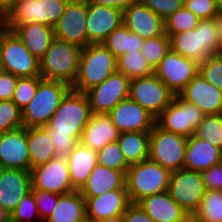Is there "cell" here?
<instances>
[{
  "label": "cell",
  "mask_w": 222,
  "mask_h": 222,
  "mask_svg": "<svg viewBox=\"0 0 222 222\" xmlns=\"http://www.w3.org/2000/svg\"><path fill=\"white\" fill-rule=\"evenodd\" d=\"M199 74L222 91V54L212 55L199 64Z\"/></svg>",
  "instance_id": "obj_43"
},
{
  "label": "cell",
  "mask_w": 222,
  "mask_h": 222,
  "mask_svg": "<svg viewBox=\"0 0 222 222\" xmlns=\"http://www.w3.org/2000/svg\"><path fill=\"white\" fill-rule=\"evenodd\" d=\"M82 48L54 38L39 60L40 77L73 85L77 78Z\"/></svg>",
  "instance_id": "obj_2"
},
{
  "label": "cell",
  "mask_w": 222,
  "mask_h": 222,
  "mask_svg": "<svg viewBox=\"0 0 222 222\" xmlns=\"http://www.w3.org/2000/svg\"><path fill=\"white\" fill-rule=\"evenodd\" d=\"M0 222H10V214L0 205Z\"/></svg>",
  "instance_id": "obj_56"
},
{
  "label": "cell",
  "mask_w": 222,
  "mask_h": 222,
  "mask_svg": "<svg viewBox=\"0 0 222 222\" xmlns=\"http://www.w3.org/2000/svg\"><path fill=\"white\" fill-rule=\"evenodd\" d=\"M183 222H202L198 220L195 216L189 215Z\"/></svg>",
  "instance_id": "obj_57"
},
{
  "label": "cell",
  "mask_w": 222,
  "mask_h": 222,
  "mask_svg": "<svg viewBox=\"0 0 222 222\" xmlns=\"http://www.w3.org/2000/svg\"><path fill=\"white\" fill-rule=\"evenodd\" d=\"M144 39L132 33L123 23L102 43L116 58L129 52H140Z\"/></svg>",
  "instance_id": "obj_33"
},
{
  "label": "cell",
  "mask_w": 222,
  "mask_h": 222,
  "mask_svg": "<svg viewBox=\"0 0 222 222\" xmlns=\"http://www.w3.org/2000/svg\"><path fill=\"white\" fill-rule=\"evenodd\" d=\"M7 30V15L0 10V36Z\"/></svg>",
  "instance_id": "obj_54"
},
{
  "label": "cell",
  "mask_w": 222,
  "mask_h": 222,
  "mask_svg": "<svg viewBox=\"0 0 222 222\" xmlns=\"http://www.w3.org/2000/svg\"><path fill=\"white\" fill-rule=\"evenodd\" d=\"M66 160L72 186L75 190H80L98 163L97 152L79 142Z\"/></svg>",
  "instance_id": "obj_28"
},
{
  "label": "cell",
  "mask_w": 222,
  "mask_h": 222,
  "mask_svg": "<svg viewBox=\"0 0 222 222\" xmlns=\"http://www.w3.org/2000/svg\"><path fill=\"white\" fill-rule=\"evenodd\" d=\"M179 96L194 104L205 115L222 113V91L199 73L185 86Z\"/></svg>",
  "instance_id": "obj_21"
},
{
  "label": "cell",
  "mask_w": 222,
  "mask_h": 222,
  "mask_svg": "<svg viewBox=\"0 0 222 222\" xmlns=\"http://www.w3.org/2000/svg\"><path fill=\"white\" fill-rule=\"evenodd\" d=\"M204 116L194 104L175 95L173 101L155 119V123L166 131L188 138L194 134Z\"/></svg>",
  "instance_id": "obj_10"
},
{
  "label": "cell",
  "mask_w": 222,
  "mask_h": 222,
  "mask_svg": "<svg viewBox=\"0 0 222 222\" xmlns=\"http://www.w3.org/2000/svg\"><path fill=\"white\" fill-rule=\"evenodd\" d=\"M2 70V61H1V53H0V71Z\"/></svg>",
  "instance_id": "obj_59"
},
{
  "label": "cell",
  "mask_w": 222,
  "mask_h": 222,
  "mask_svg": "<svg viewBox=\"0 0 222 222\" xmlns=\"http://www.w3.org/2000/svg\"><path fill=\"white\" fill-rule=\"evenodd\" d=\"M94 4L119 9L122 12L137 0H90Z\"/></svg>",
  "instance_id": "obj_51"
},
{
  "label": "cell",
  "mask_w": 222,
  "mask_h": 222,
  "mask_svg": "<svg viewBox=\"0 0 222 222\" xmlns=\"http://www.w3.org/2000/svg\"><path fill=\"white\" fill-rule=\"evenodd\" d=\"M123 23V12L87 0V37L89 44L103 43Z\"/></svg>",
  "instance_id": "obj_18"
},
{
  "label": "cell",
  "mask_w": 222,
  "mask_h": 222,
  "mask_svg": "<svg viewBox=\"0 0 222 222\" xmlns=\"http://www.w3.org/2000/svg\"><path fill=\"white\" fill-rule=\"evenodd\" d=\"M117 71L130 81L154 74V69L140 52L125 53L117 58Z\"/></svg>",
  "instance_id": "obj_34"
},
{
  "label": "cell",
  "mask_w": 222,
  "mask_h": 222,
  "mask_svg": "<svg viewBox=\"0 0 222 222\" xmlns=\"http://www.w3.org/2000/svg\"><path fill=\"white\" fill-rule=\"evenodd\" d=\"M187 139L155 123L150 131L149 158L170 172L183 169Z\"/></svg>",
  "instance_id": "obj_8"
},
{
  "label": "cell",
  "mask_w": 222,
  "mask_h": 222,
  "mask_svg": "<svg viewBox=\"0 0 222 222\" xmlns=\"http://www.w3.org/2000/svg\"><path fill=\"white\" fill-rule=\"evenodd\" d=\"M91 114L87 95L70 89L43 128L48 133L75 135L80 140Z\"/></svg>",
  "instance_id": "obj_4"
},
{
  "label": "cell",
  "mask_w": 222,
  "mask_h": 222,
  "mask_svg": "<svg viewBox=\"0 0 222 222\" xmlns=\"http://www.w3.org/2000/svg\"><path fill=\"white\" fill-rule=\"evenodd\" d=\"M214 22H215L216 29L218 32L219 42L222 46V12H218L216 17L214 18Z\"/></svg>",
  "instance_id": "obj_53"
},
{
  "label": "cell",
  "mask_w": 222,
  "mask_h": 222,
  "mask_svg": "<svg viewBox=\"0 0 222 222\" xmlns=\"http://www.w3.org/2000/svg\"><path fill=\"white\" fill-rule=\"evenodd\" d=\"M205 190L222 191V162L201 171Z\"/></svg>",
  "instance_id": "obj_48"
},
{
  "label": "cell",
  "mask_w": 222,
  "mask_h": 222,
  "mask_svg": "<svg viewBox=\"0 0 222 222\" xmlns=\"http://www.w3.org/2000/svg\"><path fill=\"white\" fill-rule=\"evenodd\" d=\"M55 149L57 157L67 158L70 152L79 143V139L75 135L62 133H48Z\"/></svg>",
  "instance_id": "obj_47"
},
{
  "label": "cell",
  "mask_w": 222,
  "mask_h": 222,
  "mask_svg": "<svg viewBox=\"0 0 222 222\" xmlns=\"http://www.w3.org/2000/svg\"><path fill=\"white\" fill-rule=\"evenodd\" d=\"M10 222H42L32 188L19 200L17 207L10 214Z\"/></svg>",
  "instance_id": "obj_41"
},
{
  "label": "cell",
  "mask_w": 222,
  "mask_h": 222,
  "mask_svg": "<svg viewBox=\"0 0 222 222\" xmlns=\"http://www.w3.org/2000/svg\"><path fill=\"white\" fill-rule=\"evenodd\" d=\"M123 214L125 222H155L135 203H132Z\"/></svg>",
  "instance_id": "obj_50"
},
{
  "label": "cell",
  "mask_w": 222,
  "mask_h": 222,
  "mask_svg": "<svg viewBox=\"0 0 222 222\" xmlns=\"http://www.w3.org/2000/svg\"><path fill=\"white\" fill-rule=\"evenodd\" d=\"M71 89L68 83L42 80L30 103L22 110V123L26 128L44 127L59 107L61 100Z\"/></svg>",
  "instance_id": "obj_6"
},
{
  "label": "cell",
  "mask_w": 222,
  "mask_h": 222,
  "mask_svg": "<svg viewBox=\"0 0 222 222\" xmlns=\"http://www.w3.org/2000/svg\"><path fill=\"white\" fill-rule=\"evenodd\" d=\"M137 204L155 222H183L189 216L168 191L145 197Z\"/></svg>",
  "instance_id": "obj_26"
},
{
  "label": "cell",
  "mask_w": 222,
  "mask_h": 222,
  "mask_svg": "<svg viewBox=\"0 0 222 222\" xmlns=\"http://www.w3.org/2000/svg\"><path fill=\"white\" fill-rule=\"evenodd\" d=\"M125 177L122 171L97 163L79 192L83 197H96L115 189H127Z\"/></svg>",
  "instance_id": "obj_27"
},
{
  "label": "cell",
  "mask_w": 222,
  "mask_h": 222,
  "mask_svg": "<svg viewBox=\"0 0 222 222\" xmlns=\"http://www.w3.org/2000/svg\"><path fill=\"white\" fill-rule=\"evenodd\" d=\"M98 164L122 171L125 175L130 165L126 162L118 142L107 143L97 152Z\"/></svg>",
  "instance_id": "obj_39"
},
{
  "label": "cell",
  "mask_w": 222,
  "mask_h": 222,
  "mask_svg": "<svg viewBox=\"0 0 222 222\" xmlns=\"http://www.w3.org/2000/svg\"><path fill=\"white\" fill-rule=\"evenodd\" d=\"M130 80L118 71L85 92L92 113L106 114L129 98Z\"/></svg>",
  "instance_id": "obj_15"
},
{
  "label": "cell",
  "mask_w": 222,
  "mask_h": 222,
  "mask_svg": "<svg viewBox=\"0 0 222 222\" xmlns=\"http://www.w3.org/2000/svg\"><path fill=\"white\" fill-rule=\"evenodd\" d=\"M0 168L30 171L26 127L0 133Z\"/></svg>",
  "instance_id": "obj_17"
},
{
  "label": "cell",
  "mask_w": 222,
  "mask_h": 222,
  "mask_svg": "<svg viewBox=\"0 0 222 222\" xmlns=\"http://www.w3.org/2000/svg\"><path fill=\"white\" fill-rule=\"evenodd\" d=\"M123 24L144 40L165 33L164 19L139 0L123 11Z\"/></svg>",
  "instance_id": "obj_20"
},
{
  "label": "cell",
  "mask_w": 222,
  "mask_h": 222,
  "mask_svg": "<svg viewBox=\"0 0 222 222\" xmlns=\"http://www.w3.org/2000/svg\"><path fill=\"white\" fill-rule=\"evenodd\" d=\"M17 1L18 0H0V10L7 15L15 6Z\"/></svg>",
  "instance_id": "obj_52"
},
{
  "label": "cell",
  "mask_w": 222,
  "mask_h": 222,
  "mask_svg": "<svg viewBox=\"0 0 222 222\" xmlns=\"http://www.w3.org/2000/svg\"><path fill=\"white\" fill-rule=\"evenodd\" d=\"M170 49V38L163 33L156 38L145 39L141 54L149 65L155 69Z\"/></svg>",
  "instance_id": "obj_38"
},
{
  "label": "cell",
  "mask_w": 222,
  "mask_h": 222,
  "mask_svg": "<svg viewBox=\"0 0 222 222\" xmlns=\"http://www.w3.org/2000/svg\"><path fill=\"white\" fill-rule=\"evenodd\" d=\"M86 23L87 0H69L53 28L54 37L84 48L88 45Z\"/></svg>",
  "instance_id": "obj_13"
},
{
  "label": "cell",
  "mask_w": 222,
  "mask_h": 222,
  "mask_svg": "<svg viewBox=\"0 0 222 222\" xmlns=\"http://www.w3.org/2000/svg\"><path fill=\"white\" fill-rule=\"evenodd\" d=\"M97 222H125V219H124V214H120V215L109 217V218H106Z\"/></svg>",
  "instance_id": "obj_55"
},
{
  "label": "cell",
  "mask_w": 222,
  "mask_h": 222,
  "mask_svg": "<svg viewBox=\"0 0 222 222\" xmlns=\"http://www.w3.org/2000/svg\"><path fill=\"white\" fill-rule=\"evenodd\" d=\"M222 162V150L207 140L191 135L187 139L183 168L201 172Z\"/></svg>",
  "instance_id": "obj_25"
},
{
  "label": "cell",
  "mask_w": 222,
  "mask_h": 222,
  "mask_svg": "<svg viewBox=\"0 0 222 222\" xmlns=\"http://www.w3.org/2000/svg\"><path fill=\"white\" fill-rule=\"evenodd\" d=\"M120 132L112 122L111 116L92 113L79 142L95 152L100 151L107 143L117 141Z\"/></svg>",
  "instance_id": "obj_24"
},
{
  "label": "cell",
  "mask_w": 222,
  "mask_h": 222,
  "mask_svg": "<svg viewBox=\"0 0 222 222\" xmlns=\"http://www.w3.org/2000/svg\"><path fill=\"white\" fill-rule=\"evenodd\" d=\"M205 191L200 172L184 168L171 172L168 192L189 215L196 212Z\"/></svg>",
  "instance_id": "obj_12"
},
{
  "label": "cell",
  "mask_w": 222,
  "mask_h": 222,
  "mask_svg": "<svg viewBox=\"0 0 222 222\" xmlns=\"http://www.w3.org/2000/svg\"><path fill=\"white\" fill-rule=\"evenodd\" d=\"M2 70L19 78L40 76L39 60L25 47L15 32L6 30L0 36Z\"/></svg>",
  "instance_id": "obj_9"
},
{
  "label": "cell",
  "mask_w": 222,
  "mask_h": 222,
  "mask_svg": "<svg viewBox=\"0 0 222 222\" xmlns=\"http://www.w3.org/2000/svg\"><path fill=\"white\" fill-rule=\"evenodd\" d=\"M88 222H97L123 214L132 204L127 189H115L96 197H84Z\"/></svg>",
  "instance_id": "obj_22"
},
{
  "label": "cell",
  "mask_w": 222,
  "mask_h": 222,
  "mask_svg": "<svg viewBox=\"0 0 222 222\" xmlns=\"http://www.w3.org/2000/svg\"><path fill=\"white\" fill-rule=\"evenodd\" d=\"M18 78L4 70L0 71V101L12 100Z\"/></svg>",
  "instance_id": "obj_49"
},
{
  "label": "cell",
  "mask_w": 222,
  "mask_h": 222,
  "mask_svg": "<svg viewBox=\"0 0 222 222\" xmlns=\"http://www.w3.org/2000/svg\"><path fill=\"white\" fill-rule=\"evenodd\" d=\"M164 20L183 7V0H139Z\"/></svg>",
  "instance_id": "obj_46"
},
{
  "label": "cell",
  "mask_w": 222,
  "mask_h": 222,
  "mask_svg": "<svg viewBox=\"0 0 222 222\" xmlns=\"http://www.w3.org/2000/svg\"><path fill=\"white\" fill-rule=\"evenodd\" d=\"M219 12H222V0H215Z\"/></svg>",
  "instance_id": "obj_58"
},
{
  "label": "cell",
  "mask_w": 222,
  "mask_h": 222,
  "mask_svg": "<svg viewBox=\"0 0 222 222\" xmlns=\"http://www.w3.org/2000/svg\"><path fill=\"white\" fill-rule=\"evenodd\" d=\"M193 135L222 150V113L205 115Z\"/></svg>",
  "instance_id": "obj_36"
},
{
  "label": "cell",
  "mask_w": 222,
  "mask_h": 222,
  "mask_svg": "<svg viewBox=\"0 0 222 222\" xmlns=\"http://www.w3.org/2000/svg\"><path fill=\"white\" fill-rule=\"evenodd\" d=\"M170 48L198 65L212 55L222 54L214 19L199 20L196 28L172 35Z\"/></svg>",
  "instance_id": "obj_1"
},
{
  "label": "cell",
  "mask_w": 222,
  "mask_h": 222,
  "mask_svg": "<svg viewBox=\"0 0 222 222\" xmlns=\"http://www.w3.org/2000/svg\"><path fill=\"white\" fill-rule=\"evenodd\" d=\"M38 214L42 222H45L53 212L61 194H55L40 189H32Z\"/></svg>",
  "instance_id": "obj_44"
},
{
  "label": "cell",
  "mask_w": 222,
  "mask_h": 222,
  "mask_svg": "<svg viewBox=\"0 0 222 222\" xmlns=\"http://www.w3.org/2000/svg\"><path fill=\"white\" fill-rule=\"evenodd\" d=\"M108 114L120 133L150 132L155 124V118L130 98L122 100Z\"/></svg>",
  "instance_id": "obj_19"
},
{
  "label": "cell",
  "mask_w": 222,
  "mask_h": 222,
  "mask_svg": "<svg viewBox=\"0 0 222 222\" xmlns=\"http://www.w3.org/2000/svg\"><path fill=\"white\" fill-rule=\"evenodd\" d=\"M32 189L55 194L74 191L66 158L56 157L45 164L31 168Z\"/></svg>",
  "instance_id": "obj_16"
},
{
  "label": "cell",
  "mask_w": 222,
  "mask_h": 222,
  "mask_svg": "<svg viewBox=\"0 0 222 222\" xmlns=\"http://www.w3.org/2000/svg\"><path fill=\"white\" fill-rule=\"evenodd\" d=\"M69 0H18L7 14V29L39 23L54 28Z\"/></svg>",
  "instance_id": "obj_7"
},
{
  "label": "cell",
  "mask_w": 222,
  "mask_h": 222,
  "mask_svg": "<svg viewBox=\"0 0 222 222\" xmlns=\"http://www.w3.org/2000/svg\"><path fill=\"white\" fill-rule=\"evenodd\" d=\"M193 216L202 222H222V191L206 190Z\"/></svg>",
  "instance_id": "obj_35"
},
{
  "label": "cell",
  "mask_w": 222,
  "mask_h": 222,
  "mask_svg": "<svg viewBox=\"0 0 222 222\" xmlns=\"http://www.w3.org/2000/svg\"><path fill=\"white\" fill-rule=\"evenodd\" d=\"M150 132H122L117 142L126 162L131 165L149 158Z\"/></svg>",
  "instance_id": "obj_32"
},
{
  "label": "cell",
  "mask_w": 222,
  "mask_h": 222,
  "mask_svg": "<svg viewBox=\"0 0 222 222\" xmlns=\"http://www.w3.org/2000/svg\"><path fill=\"white\" fill-rule=\"evenodd\" d=\"M199 73V65L171 48L154 69V74L174 93H179Z\"/></svg>",
  "instance_id": "obj_14"
},
{
  "label": "cell",
  "mask_w": 222,
  "mask_h": 222,
  "mask_svg": "<svg viewBox=\"0 0 222 222\" xmlns=\"http://www.w3.org/2000/svg\"><path fill=\"white\" fill-rule=\"evenodd\" d=\"M199 18L184 6L164 20L165 34L172 35L197 27Z\"/></svg>",
  "instance_id": "obj_37"
},
{
  "label": "cell",
  "mask_w": 222,
  "mask_h": 222,
  "mask_svg": "<svg viewBox=\"0 0 222 222\" xmlns=\"http://www.w3.org/2000/svg\"><path fill=\"white\" fill-rule=\"evenodd\" d=\"M27 139L30 171L31 168L45 164L57 157L51 138L43 127L27 128Z\"/></svg>",
  "instance_id": "obj_31"
},
{
  "label": "cell",
  "mask_w": 222,
  "mask_h": 222,
  "mask_svg": "<svg viewBox=\"0 0 222 222\" xmlns=\"http://www.w3.org/2000/svg\"><path fill=\"white\" fill-rule=\"evenodd\" d=\"M174 96L155 74L130 81L129 98L155 119L173 101Z\"/></svg>",
  "instance_id": "obj_11"
},
{
  "label": "cell",
  "mask_w": 222,
  "mask_h": 222,
  "mask_svg": "<svg viewBox=\"0 0 222 222\" xmlns=\"http://www.w3.org/2000/svg\"><path fill=\"white\" fill-rule=\"evenodd\" d=\"M43 79L40 76L18 78L12 102L22 111L33 99L38 84Z\"/></svg>",
  "instance_id": "obj_40"
},
{
  "label": "cell",
  "mask_w": 222,
  "mask_h": 222,
  "mask_svg": "<svg viewBox=\"0 0 222 222\" xmlns=\"http://www.w3.org/2000/svg\"><path fill=\"white\" fill-rule=\"evenodd\" d=\"M117 71V58L102 44L82 48L77 78L71 89L85 93Z\"/></svg>",
  "instance_id": "obj_3"
},
{
  "label": "cell",
  "mask_w": 222,
  "mask_h": 222,
  "mask_svg": "<svg viewBox=\"0 0 222 222\" xmlns=\"http://www.w3.org/2000/svg\"><path fill=\"white\" fill-rule=\"evenodd\" d=\"M32 188L31 172L0 168V205L11 214Z\"/></svg>",
  "instance_id": "obj_23"
},
{
  "label": "cell",
  "mask_w": 222,
  "mask_h": 222,
  "mask_svg": "<svg viewBox=\"0 0 222 222\" xmlns=\"http://www.w3.org/2000/svg\"><path fill=\"white\" fill-rule=\"evenodd\" d=\"M45 222H88L85 198L79 190L61 194L53 212Z\"/></svg>",
  "instance_id": "obj_30"
},
{
  "label": "cell",
  "mask_w": 222,
  "mask_h": 222,
  "mask_svg": "<svg viewBox=\"0 0 222 222\" xmlns=\"http://www.w3.org/2000/svg\"><path fill=\"white\" fill-rule=\"evenodd\" d=\"M171 172L150 158L131 164L125 177V185L131 203L153 194L168 191Z\"/></svg>",
  "instance_id": "obj_5"
},
{
  "label": "cell",
  "mask_w": 222,
  "mask_h": 222,
  "mask_svg": "<svg viewBox=\"0 0 222 222\" xmlns=\"http://www.w3.org/2000/svg\"><path fill=\"white\" fill-rule=\"evenodd\" d=\"M183 6L200 20L214 19L219 12L215 0H186Z\"/></svg>",
  "instance_id": "obj_45"
},
{
  "label": "cell",
  "mask_w": 222,
  "mask_h": 222,
  "mask_svg": "<svg viewBox=\"0 0 222 222\" xmlns=\"http://www.w3.org/2000/svg\"><path fill=\"white\" fill-rule=\"evenodd\" d=\"M22 126V111L11 100L0 101V133Z\"/></svg>",
  "instance_id": "obj_42"
},
{
  "label": "cell",
  "mask_w": 222,
  "mask_h": 222,
  "mask_svg": "<svg viewBox=\"0 0 222 222\" xmlns=\"http://www.w3.org/2000/svg\"><path fill=\"white\" fill-rule=\"evenodd\" d=\"M14 32L37 60L43 57L55 38L53 28L36 22L21 25Z\"/></svg>",
  "instance_id": "obj_29"
}]
</instances>
